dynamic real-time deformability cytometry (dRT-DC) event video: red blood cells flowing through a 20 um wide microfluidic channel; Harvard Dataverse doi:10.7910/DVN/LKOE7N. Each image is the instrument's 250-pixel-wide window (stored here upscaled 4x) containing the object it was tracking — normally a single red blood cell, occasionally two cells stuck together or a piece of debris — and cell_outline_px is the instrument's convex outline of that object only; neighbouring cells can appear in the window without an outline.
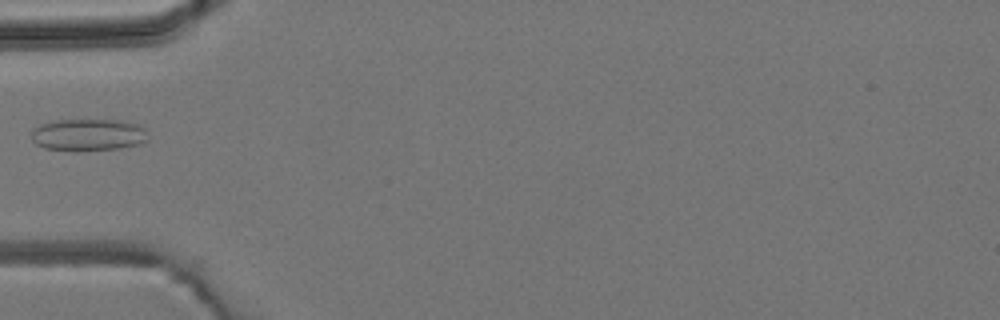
{"species": "common noctule bat (a hibernating species)", "species_latin": "Nyctalus noctula", "temperature_condition": "room temperature", "stored_images_in_passage": 5, "camera_frame_rate_fps": 3000, "um_per_image_px": 0.085, "animal": {"sex": "male", "body_mass_g": 19.2, "forearm_length_mm": 51.8}, "frame": {"image": 1, "passage_image": 4, "time_ms": 4.333, "image_size_px": [1000, 320], "cell_outline_px": [[148, 140], [140, 144], [120, 148], [76, 152], [44, 148], [36, 144], [32, 140], [32, 128], [40, 124], [56, 120], [120, 120], [136, 124], [144, 128]], "centroid_in_image_um": [7.47, 11.48], "position_along_channel_um": 77.5, "area_um2": 22.08}}